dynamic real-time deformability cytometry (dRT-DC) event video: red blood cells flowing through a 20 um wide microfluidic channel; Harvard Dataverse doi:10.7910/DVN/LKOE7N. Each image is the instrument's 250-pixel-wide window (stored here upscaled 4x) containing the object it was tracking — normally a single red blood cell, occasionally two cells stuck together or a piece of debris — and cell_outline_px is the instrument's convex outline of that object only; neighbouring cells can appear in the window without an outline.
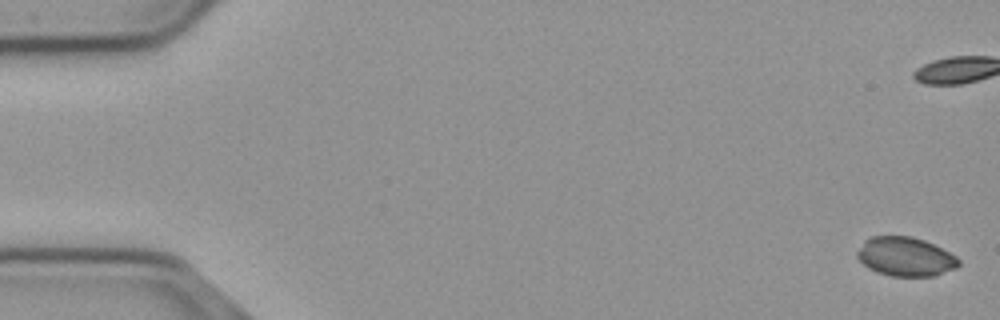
{"species": "common noctule bat (a hibernating species)", "species_latin": "Nyctalus noctula", "temperature_condition": "cold", "stored_images_in_passage": 57, "camera_frame_rate_fps": 3000, "um_per_image_px": 0.085, "animal": {"sex": "male", "body_mass_g": 23.1, "forearm_length_mm": 52.7}, "frame": {"image": 1, "passage_image": 1, "time_ms": 0.0, "image_size_px": [1000, 320], "cell_outline_px": [[960, 264], [956, 268], [932, 276], [888, 276], [876, 272], [868, 268], [856, 256], [856, 252], [864, 240], [872, 236], [912, 236], [924, 240], [956, 256], [960, 260]], "centroid_in_image_um": [76.93, 21.82], "position_along_channel_um": 8.1, "area_um2": 23.06}}
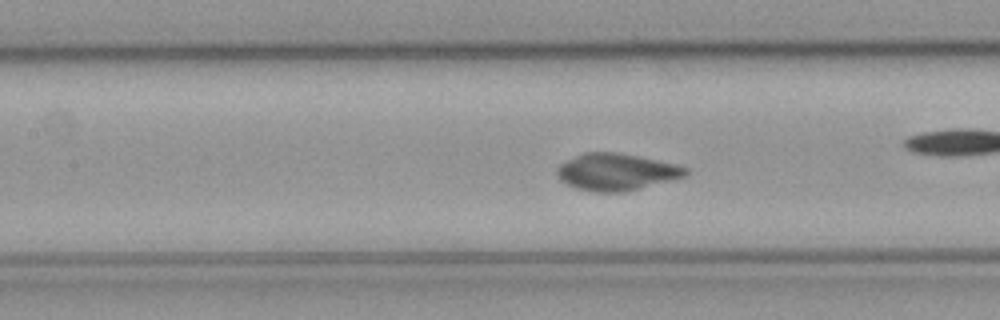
{"frame": {"image": 2, "passage_image": 25, "time_ms": 8.0, "image_size_px": [1000, 320], "cell_outline_px": [[688, 172], [684, 176], [624, 192], [596, 192], [576, 188], [560, 180], [556, 172], [556, 168], [560, 164], [584, 152], [616, 152], [676, 164], [688, 168]], "centroid_in_image_um": [52.35, 14.61], "position_along_channel_um": 155.0, "area_um2": 27.22}}
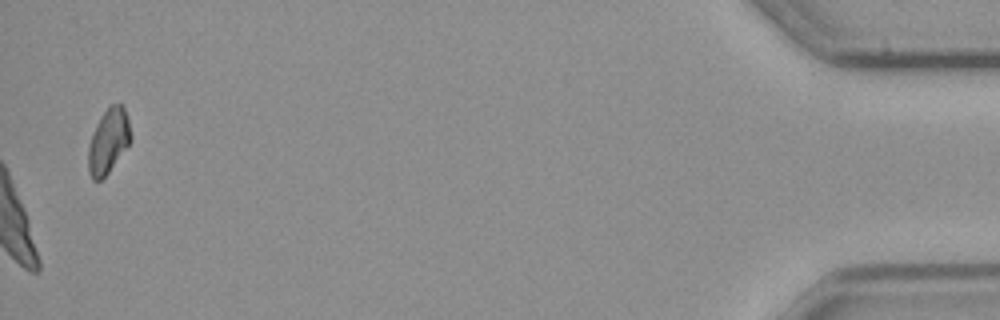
{"frame": {"image": 3, "passage_image": 57, "time_ms": 18.667, "image_size_px": [1000, 320], "cell_outline_px": [[132, 140], [108, 172], [100, 180], [92, 180], [88, 172], [88, 148], [92, 132], [100, 116], [108, 104], [120, 104], [124, 108], [128, 116], [132, 136]], "centroid_in_image_um": [9.21, 11.95], "position_along_channel_um": 426.0, "area_um2": 16.18}, "authors_computed_cell_mechanics": {"area_um2": 25.432, "velocity_mm_per_s": 3.6751, "shape_relaxation_time_tau1_ms": 7.3319, "shape_relaxation_time_tau2_ms": null, "deformation_change_tau1": 0.2625, "deformation_change_tau2": null}}